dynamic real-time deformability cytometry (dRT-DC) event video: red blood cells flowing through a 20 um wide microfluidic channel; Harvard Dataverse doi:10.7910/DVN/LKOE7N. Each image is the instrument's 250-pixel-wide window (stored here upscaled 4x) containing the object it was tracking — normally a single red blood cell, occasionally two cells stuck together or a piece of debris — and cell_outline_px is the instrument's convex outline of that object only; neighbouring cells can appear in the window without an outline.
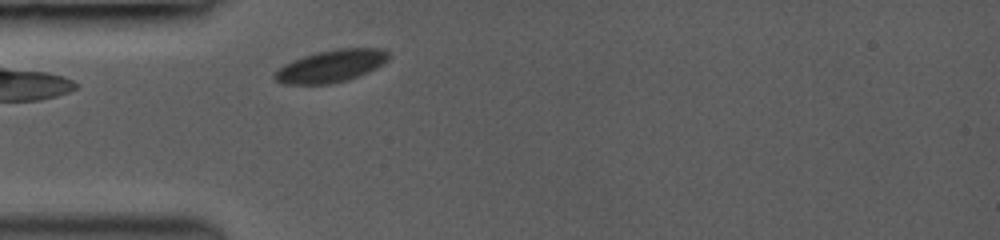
{"species": "common noctule bat (a hibernating species)", "species_latin": "Nyctalus noctula", "temperature_condition": "room temperature", "stored_images_in_passage": 1, "camera_frame_rate_fps": 3000, "um_per_image_px": 0.085, "animal": {"sex": "female", "body_mass_g": 19.0, "forearm_length_mm": 53.3}, "frame": {"image": 1, "passage_image": 1, "time_ms": 0.0, "image_size_px": [1000, 240], "cell_outline_px": [[388, 60], [376, 68], [368, 72], [348, 80], [332, 84], [284, 84], [276, 80], [272, 76], [284, 64], [292, 60], [316, 52], [336, 48], [384, 48], [388, 52]], "centroid_in_image_um": [28.15, 5.61], "position_along_channel_um": 56.8, "area_um2": 21.5}}